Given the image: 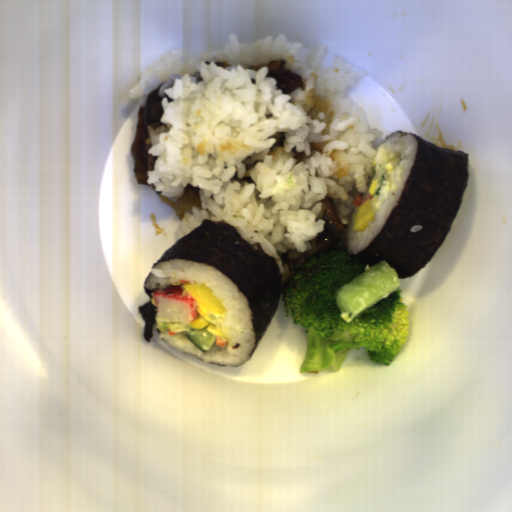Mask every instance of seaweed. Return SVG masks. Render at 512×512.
<instances>
[{"label": "seaweed", "instance_id": "seaweed-1", "mask_svg": "<svg viewBox=\"0 0 512 512\" xmlns=\"http://www.w3.org/2000/svg\"><path fill=\"white\" fill-rule=\"evenodd\" d=\"M396 132L416 138L414 162L378 234L354 255L370 267L385 260L398 279H405L426 265L447 237L468 187L469 152L442 147L404 130L387 137Z\"/></svg>", "mask_w": 512, "mask_h": 512}, {"label": "seaweed", "instance_id": "seaweed-2", "mask_svg": "<svg viewBox=\"0 0 512 512\" xmlns=\"http://www.w3.org/2000/svg\"><path fill=\"white\" fill-rule=\"evenodd\" d=\"M166 260L197 261L214 267L247 297L248 307L253 314L255 334V347L250 355L252 358L280 302L282 279L277 258L266 253L260 243H250L244 239L238 229L223 218L220 221L203 219L198 226L170 246L152 264L145 277L143 292L150 299L145 305H139L138 310L145 322L143 338L148 343L154 335L153 326L157 323V305L151 293L169 289L174 283L154 289L146 288L145 284L152 269Z\"/></svg>", "mask_w": 512, "mask_h": 512}]
</instances>
